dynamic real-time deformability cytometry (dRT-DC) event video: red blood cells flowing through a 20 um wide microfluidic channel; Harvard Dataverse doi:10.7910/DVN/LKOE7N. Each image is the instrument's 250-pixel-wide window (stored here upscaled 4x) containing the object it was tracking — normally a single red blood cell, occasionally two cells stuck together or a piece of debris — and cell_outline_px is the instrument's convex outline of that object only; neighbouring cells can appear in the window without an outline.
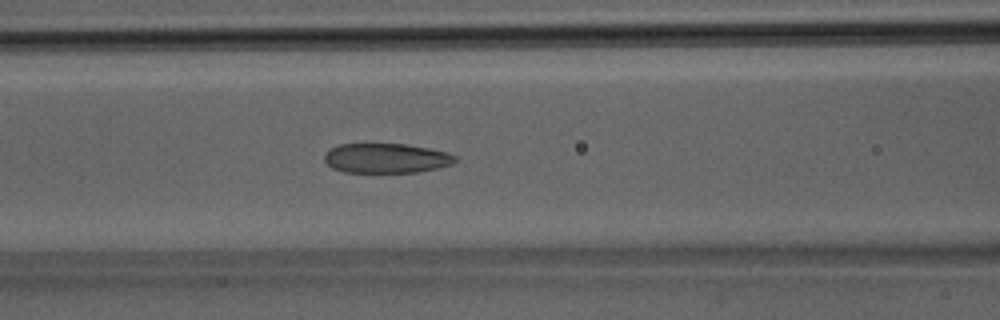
{"species": "Egyptian fruit bat (a non-hibernating species)", "species_latin": "Rousettus aegyptiacus", "temperature_condition": "room temperature", "stored_images_in_passage": 38, "camera_frame_rate_fps": 3000, "um_per_image_px": 0.085, "animal": {"sex": "male"}, "frame": {"image": 1, "passage_image": 16, "time_ms": 5.0, "image_size_px": [1000, 320], "cell_outline_px": [[456, 160], [452, 164], [436, 168], [416, 172], [344, 172], [332, 168], [324, 160], [324, 152], [328, 148], [340, 144], [404, 144], [428, 148], [448, 152], [456, 156]], "centroid_in_image_um": [32.78, 13.44], "position_along_channel_um": 133.8, "area_um2": 22.66}}
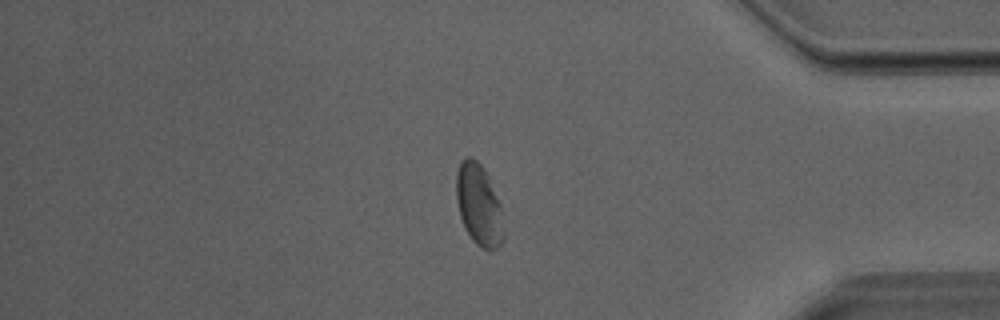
{"frame": {"image": 2, "passage_image": 32, "time_ms": 10.333, "image_size_px": [1000, 320], "cell_outline_px": [[504, 240], [496, 248], [480, 248], [472, 240], [464, 228], [460, 216], [456, 200], [456, 172], [460, 160], [464, 156], [472, 156], [484, 168], [488, 176], [500, 204], [504, 232]], "centroid_in_image_um": [40.68, 17.38], "position_along_channel_um": 394.5, "area_um2": 22.66}}
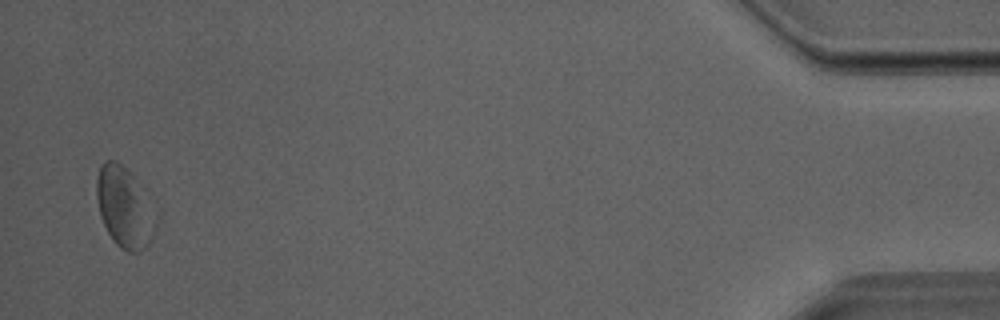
{"frame": {"image": 3, "passage_image": 37, "time_ms": 12.0, "image_size_px": [1000, 320], "cell_outline_px": [[152, 236], [148, 244], [140, 252], [128, 252], [120, 248], [116, 244], [108, 232], [100, 216], [96, 196], [96, 176], [100, 164], [104, 160], [116, 160], [144, 188], [152, 232]], "centroid_in_image_um": [10.45, 17.59], "position_along_channel_um": 424.7, "area_um2": 26.53}}